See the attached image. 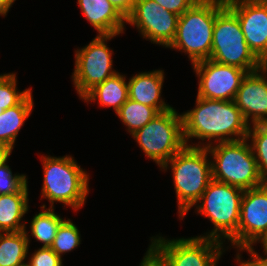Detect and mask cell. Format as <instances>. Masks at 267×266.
Returning <instances> with one entry per match:
<instances>
[{"label":"cell","mask_w":267,"mask_h":266,"mask_svg":"<svg viewBox=\"0 0 267 266\" xmlns=\"http://www.w3.org/2000/svg\"><path fill=\"white\" fill-rule=\"evenodd\" d=\"M125 18L132 12L136 0H108Z\"/></svg>","instance_id":"obj_32"},{"label":"cell","mask_w":267,"mask_h":266,"mask_svg":"<svg viewBox=\"0 0 267 266\" xmlns=\"http://www.w3.org/2000/svg\"><path fill=\"white\" fill-rule=\"evenodd\" d=\"M249 127L247 139H251V148L257 161L258 170L264 182H267V124H255Z\"/></svg>","instance_id":"obj_24"},{"label":"cell","mask_w":267,"mask_h":266,"mask_svg":"<svg viewBox=\"0 0 267 266\" xmlns=\"http://www.w3.org/2000/svg\"><path fill=\"white\" fill-rule=\"evenodd\" d=\"M116 35H97L85 47L75 50L74 87L82 99L96 85L115 73L112 70V50L105 43Z\"/></svg>","instance_id":"obj_9"},{"label":"cell","mask_w":267,"mask_h":266,"mask_svg":"<svg viewBox=\"0 0 267 266\" xmlns=\"http://www.w3.org/2000/svg\"><path fill=\"white\" fill-rule=\"evenodd\" d=\"M132 137L160 168L186 145L182 116L174 108L159 113Z\"/></svg>","instance_id":"obj_8"},{"label":"cell","mask_w":267,"mask_h":266,"mask_svg":"<svg viewBox=\"0 0 267 266\" xmlns=\"http://www.w3.org/2000/svg\"><path fill=\"white\" fill-rule=\"evenodd\" d=\"M238 250H246L249 254H251V259L244 262L243 260H240L241 254L237 253L236 260L240 262L239 266H267V258L260 256L256 251H254L252 246L249 248H238Z\"/></svg>","instance_id":"obj_31"},{"label":"cell","mask_w":267,"mask_h":266,"mask_svg":"<svg viewBox=\"0 0 267 266\" xmlns=\"http://www.w3.org/2000/svg\"><path fill=\"white\" fill-rule=\"evenodd\" d=\"M80 238L77 226L68 219L59 226L50 248L61 258L63 253L72 251L81 244Z\"/></svg>","instance_id":"obj_26"},{"label":"cell","mask_w":267,"mask_h":266,"mask_svg":"<svg viewBox=\"0 0 267 266\" xmlns=\"http://www.w3.org/2000/svg\"><path fill=\"white\" fill-rule=\"evenodd\" d=\"M43 186L42 196L51 203L61 202L74 211L80 209L89 193V175L71 156H42Z\"/></svg>","instance_id":"obj_5"},{"label":"cell","mask_w":267,"mask_h":266,"mask_svg":"<svg viewBox=\"0 0 267 266\" xmlns=\"http://www.w3.org/2000/svg\"><path fill=\"white\" fill-rule=\"evenodd\" d=\"M151 244L162 254L168 266H216L224 252L223 243L197 236L173 240L152 237Z\"/></svg>","instance_id":"obj_10"},{"label":"cell","mask_w":267,"mask_h":266,"mask_svg":"<svg viewBox=\"0 0 267 266\" xmlns=\"http://www.w3.org/2000/svg\"><path fill=\"white\" fill-rule=\"evenodd\" d=\"M257 241L258 242L261 241L260 243H262L263 248H264L263 252L267 256V231L264 232L257 240H255V242L253 244L257 243Z\"/></svg>","instance_id":"obj_35"},{"label":"cell","mask_w":267,"mask_h":266,"mask_svg":"<svg viewBox=\"0 0 267 266\" xmlns=\"http://www.w3.org/2000/svg\"><path fill=\"white\" fill-rule=\"evenodd\" d=\"M27 176L24 174L12 175L9 165L0 166V195L20 192L28 183Z\"/></svg>","instance_id":"obj_27"},{"label":"cell","mask_w":267,"mask_h":266,"mask_svg":"<svg viewBox=\"0 0 267 266\" xmlns=\"http://www.w3.org/2000/svg\"><path fill=\"white\" fill-rule=\"evenodd\" d=\"M41 209L45 210L33 217L30 228L31 235L46 248L53 244L58 228L65 219L55 214L54 208L47 209L46 205H43Z\"/></svg>","instance_id":"obj_22"},{"label":"cell","mask_w":267,"mask_h":266,"mask_svg":"<svg viewBox=\"0 0 267 266\" xmlns=\"http://www.w3.org/2000/svg\"><path fill=\"white\" fill-rule=\"evenodd\" d=\"M77 2L98 35L124 33L126 18L108 0H78Z\"/></svg>","instance_id":"obj_17"},{"label":"cell","mask_w":267,"mask_h":266,"mask_svg":"<svg viewBox=\"0 0 267 266\" xmlns=\"http://www.w3.org/2000/svg\"><path fill=\"white\" fill-rule=\"evenodd\" d=\"M183 137L188 146L190 138L215 142H232L247 138L250 123L243 117L233 100L196 98V106L182 115ZM234 136V137H233Z\"/></svg>","instance_id":"obj_1"},{"label":"cell","mask_w":267,"mask_h":266,"mask_svg":"<svg viewBox=\"0 0 267 266\" xmlns=\"http://www.w3.org/2000/svg\"><path fill=\"white\" fill-rule=\"evenodd\" d=\"M247 138L232 142H218L206 146L212 155V179L248 190L265 182L260 176L257 161ZM214 161V162H213Z\"/></svg>","instance_id":"obj_6"},{"label":"cell","mask_w":267,"mask_h":266,"mask_svg":"<svg viewBox=\"0 0 267 266\" xmlns=\"http://www.w3.org/2000/svg\"><path fill=\"white\" fill-rule=\"evenodd\" d=\"M161 7L178 16L184 14L198 0H153Z\"/></svg>","instance_id":"obj_29"},{"label":"cell","mask_w":267,"mask_h":266,"mask_svg":"<svg viewBox=\"0 0 267 266\" xmlns=\"http://www.w3.org/2000/svg\"><path fill=\"white\" fill-rule=\"evenodd\" d=\"M125 77L119 72L115 73L103 83L96 85L82 99L86 102L98 99L101 106L113 107L116 113L128 99V84Z\"/></svg>","instance_id":"obj_19"},{"label":"cell","mask_w":267,"mask_h":266,"mask_svg":"<svg viewBox=\"0 0 267 266\" xmlns=\"http://www.w3.org/2000/svg\"><path fill=\"white\" fill-rule=\"evenodd\" d=\"M267 67L247 73L236 93L234 102L243 117L252 125L267 124Z\"/></svg>","instance_id":"obj_15"},{"label":"cell","mask_w":267,"mask_h":266,"mask_svg":"<svg viewBox=\"0 0 267 266\" xmlns=\"http://www.w3.org/2000/svg\"><path fill=\"white\" fill-rule=\"evenodd\" d=\"M210 59L248 73L265 65L247 45L237 15L227 5L216 15Z\"/></svg>","instance_id":"obj_7"},{"label":"cell","mask_w":267,"mask_h":266,"mask_svg":"<svg viewBox=\"0 0 267 266\" xmlns=\"http://www.w3.org/2000/svg\"><path fill=\"white\" fill-rule=\"evenodd\" d=\"M116 114L132 135L155 118L159 112L154 107L140 104L128 98Z\"/></svg>","instance_id":"obj_23"},{"label":"cell","mask_w":267,"mask_h":266,"mask_svg":"<svg viewBox=\"0 0 267 266\" xmlns=\"http://www.w3.org/2000/svg\"><path fill=\"white\" fill-rule=\"evenodd\" d=\"M202 144L185 145L161 168L170 164L181 219L200 199L212 180V161L207 147ZM208 158V159H207Z\"/></svg>","instance_id":"obj_2"},{"label":"cell","mask_w":267,"mask_h":266,"mask_svg":"<svg viewBox=\"0 0 267 266\" xmlns=\"http://www.w3.org/2000/svg\"><path fill=\"white\" fill-rule=\"evenodd\" d=\"M28 201V184L20 192L0 195V232L26 230L20 221L29 209Z\"/></svg>","instance_id":"obj_18"},{"label":"cell","mask_w":267,"mask_h":266,"mask_svg":"<svg viewBox=\"0 0 267 266\" xmlns=\"http://www.w3.org/2000/svg\"><path fill=\"white\" fill-rule=\"evenodd\" d=\"M192 65L199 78L197 96L207 99L234 100L243 78L248 73L246 70L220 64L211 59Z\"/></svg>","instance_id":"obj_12"},{"label":"cell","mask_w":267,"mask_h":266,"mask_svg":"<svg viewBox=\"0 0 267 266\" xmlns=\"http://www.w3.org/2000/svg\"><path fill=\"white\" fill-rule=\"evenodd\" d=\"M139 266H168L162 254L151 244Z\"/></svg>","instance_id":"obj_30"},{"label":"cell","mask_w":267,"mask_h":266,"mask_svg":"<svg viewBox=\"0 0 267 266\" xmlns=\"http://www.w3.org/2000/svg\"><path fill=\"white\" fill-rule=\"evenodd\" d=\"M237 15L245 41L253 53L267 62V0H225Z\"/></svg>","instance_id":"obj_13"},{"label":"cell","mask_w":267,"mask_h":266,"mask_svg":"<svg viewBox=\"0 0 267 266\" xmlns=\"http://www.w3.org/2000/svg\"><path fill=\"white\" fill-rule=\"evenodd\" d=\"M267 231V182L244 190L238 225V248L253 246Z\"/></svg>","instance_id":"obj_14"},{"label":"cell","mask_w":267,"mask_h":266,"mask_svg":"<svg viewBox=\"0 0 267 266\" xmlns=\"http://www.w3.org/2000/svg\"><path fill=\"white\" fill-rule=\"evenodd\" d=\"M15 73L0 75V114L11 107L18 105L30 92L31 89L17 90Z\"/></svg>","instance_id":"obj_25"},{"label":"cell","mask_w":267,"mask_h":266,"mask_svg":"<svg viewBox=\"0 0 267 266\" xmlns=\"http://www.w3.org/2000/svg\"><path fill=\"white\" fill-rule=\"evenodd\" d=\"M26 266H63L60 258L50 247H41L31 255Z\"/></svg>","instance_id":"obj_28"},{"label":"cell","mask_w":267,"mask_h":266,"mask_svg":"<svg viewBox=\"0 0 267 266\" xmlns=\"http://www.w3.org/2000/svg\"><path fill=\"white\" fill-rule=\"evenodd\" d=\"M163 82V70L136 74L127 82L128 98L140 104L154 107L159 113L168 111L173 107L161 99Z\"/></svg>","instance_id":"obj_16"},{"label":"cell","mask_w":267,"mask_h":266,"mask_svg":"<svg viewBox=\"0 0 267 266\" xmlns=\"http://www.w3.org/2000/svg\"><path fill=\"white\" fill-rule=\"evenodd\" d=\"M11 153L12 149L3 144H0V166L7 162Z\"/></svg>","instance_id":"obj_33"},{"label":"cell","mask_w":267,"mask_h":266,"mask_svg":"<svg viewBox=\"0 0 267 266\" xmlns=\"http://www.w3.org/2000/svg\"><path fill=\"white\" fill-rule=\"evenodd\" d=\"M179 16L167 11L153 0H136L126 23L136 26L142 36L168 47L174 40Z\"/></svg>","instance_id":"obj_11"},{"label":"cell","mask_w":267,"mask_h":266,"mask_svg":"<svg viewBox=\"0 0 267 266\" xmlns=\"http://www.w3.org/2000/svg\"><path fill=\"white\" fill-rule=\"evenodd\" d=\"M16 0H0V16H6L12 4Z\"/></svg>","instance_id":"obj_34"},{"label":"cell","mask_w":267,"mask_h":266,"mask_svg":"<svg viewBox=\"0 0 267 266\" xmlns=\"http://www.w3.org/2000/svg\"><path fill=\"white\" fill-rule=\"evenodd\" d=\"M225 0H198L179 16L174 40L167 48L188 54L192 64L210 59L216 15Z\"/></svg>","instance_id":"obj_3"},{"label":"cell","mask_w":267,"mask_h":266,"mask_svg":"<svg viewBox=\"0 0 267 266\" xmlns=\"http://www.w3.org/2000/svg\"><path fill=\"white\" fill-rule=\"evenodd\" d=\"M244 190L212 179L206 190L197 201L201 203L197 212L209 218L214 225L211 232L201 238H209L223 243L230 240L238 248V225L240 218L241 199Z\"/></svg>","instance_id":"obj_4"},{"label":"cell","mask_w":267,"mask_h":266,"mask_svg":"<svg viewBox=\"0 0 267 266\" xmlns=\"http://www.w3.org/2000/svg\"><path fill=\"white\" fill-rule=\"evenodd\" d=\"M29 235L20 232H0V266H26Z\"/></svg>","instance_id":"obj_21"},{"label":"cell","mask_w":267,"mask_h":266,"mask_svg":"<svg viewBox=\"0 0 267 266\" xmlns=\"http://www.w3.org/2000/svg\"><path fill=\"white\" fill-rule=\"evenodd\" d=\"M33 104L31 91L18 105L8 108L0 114V144L10 149L14 148L18 132L30 116Z\"/></svg>","instance_id":"obj_20"}]
</instances>
